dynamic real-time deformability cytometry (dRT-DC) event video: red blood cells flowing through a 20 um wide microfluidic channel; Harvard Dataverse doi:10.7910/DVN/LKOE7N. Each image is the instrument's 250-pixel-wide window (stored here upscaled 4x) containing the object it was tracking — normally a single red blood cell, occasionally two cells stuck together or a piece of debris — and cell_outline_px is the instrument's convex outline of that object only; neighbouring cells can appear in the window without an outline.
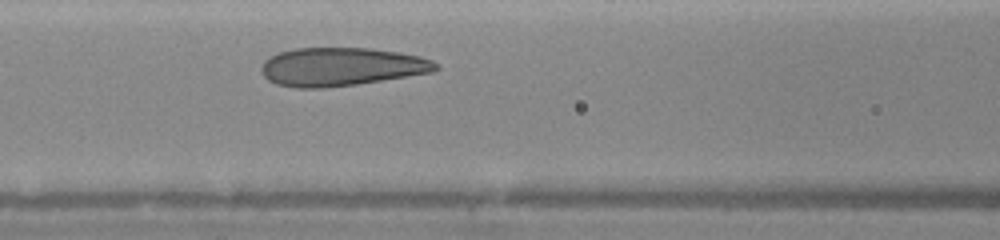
{"species": "human", "species_latin": "Homo sapiens", "temperature_condition": "warm", "stored_images_in_passage": 21, "camera_frame_rate_fps": 3000, "um_per_image_px": 0.085, "donor": {"sex": "female"}, "frame": {"image": 1, "passage_image": 6, "time_ms": 2.0, "image_size_px": [1000, 240], "cell_outline_px": [[440, 68], [432, 72], [356, 84], [324, 88], [296, 88], [276, 84], [268, 80], [264, 76], [260, 68], [264, 60], [280, 52], [296, 48], [368, 48], [400, 52], [420, 56], [432, 60], [440, 64]], "centroid_in_image_um": [29.02, 5.67], "position_along_channel_um": 137.6, "area_um2": 39.02}}
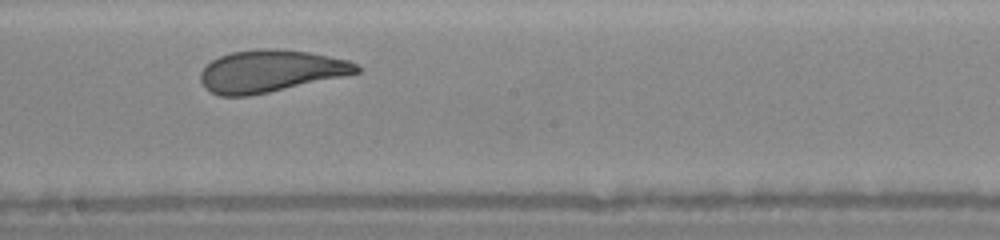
{"frame": {"image": 2, "passage_image": 11, "time_ms": 4.0, "image_size_px": [1000, 240], "cell_outline_px": [[360, 72], [268, 92], [248, 96], [220, 96], [204, 88], [200, 80], [200, 72], [212, 60], [220, 56], [232, 52], [272, 48], [276, 48], [308, 52], [348, 60], [356, 64], [360, 68]], "centroid_in_image_um": [22.95, 6.04], "position_along_channel_um": 225.2, "area_um2": 37.74}}
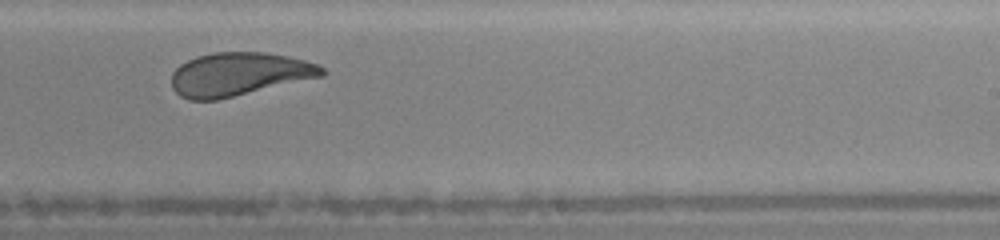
{"frame": {"image": 3, "passage_image": 14, "time_ms": 5.0, "image_size_px": [1000, 240], "cell_outline_px": [[328, 72], [324, 76], [216, 100], [188, 100], [180, 96], [172, 88], [172, 72], [180, 64], [196, 56], [216, 52], [264, 52], [288, 56], [304, 60], [316, 64], [324, 68]], "centroid_in_image_um": [20.31, 6.3], "position_along_channel_um": 268.7, "area_um2": 38.03}}